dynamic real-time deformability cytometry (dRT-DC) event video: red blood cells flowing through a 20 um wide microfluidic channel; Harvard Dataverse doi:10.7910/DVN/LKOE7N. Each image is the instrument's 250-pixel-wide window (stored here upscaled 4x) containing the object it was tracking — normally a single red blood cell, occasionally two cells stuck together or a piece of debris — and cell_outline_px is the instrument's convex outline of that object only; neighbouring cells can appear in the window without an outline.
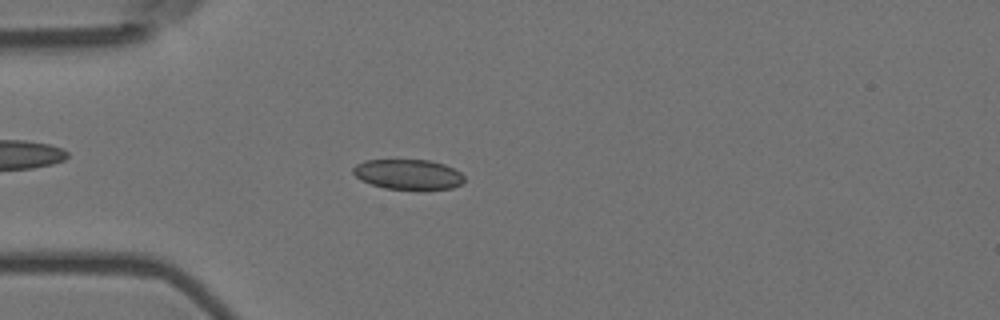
{"species": "Egyptian fruit bat (a non-hibernating species)", "species_latin": "Rousettus aegyptiacus", "temperature_condition": "room temperature", "stored_images_in_passage": 47, "camera_frame_rate_fps": 3000, "um_per_image_px": 0.085, "animal": {"sex": "female"}, "frame": {"image": 1, "passage_image": 7, "time_ms": 2.0, "image_size_px": [1000, 320], "cell_outline_px": [[464, 180], [460, 184], [452, 188], [420, 192], [384, 188], [360, 180], [352, 172], [352, 168], [356, 164], [364, 160], [428, 160], [444, 164], [460, 172], [464, 176]], "centroid_in_image_um": [34.7, 14.86], "position_along_channel_um": 50.3, "area_um2": 20.11}}
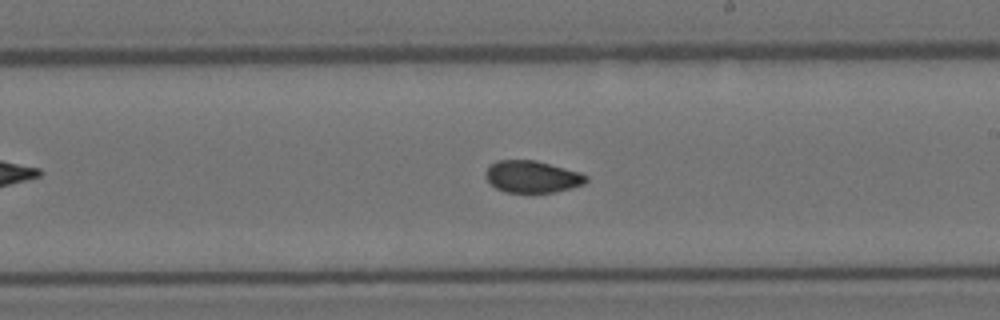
{"frame": {"image": 2, "passage_image": 24, "time_ms": 7.667, "image_size_px": [1000, 320], "cell_outline_px": [[588, 180], [584, 184], [572, 188], [556, 192], [504, 192], [496, 188], [484, 176], [484, 172], [496, 160], [536, 160], [580, 172], [588, 176]], "centroid_in_image_um": [45.25, 15.02], "position_along_channel_um": 243.8, "area_um2": 18.79}}
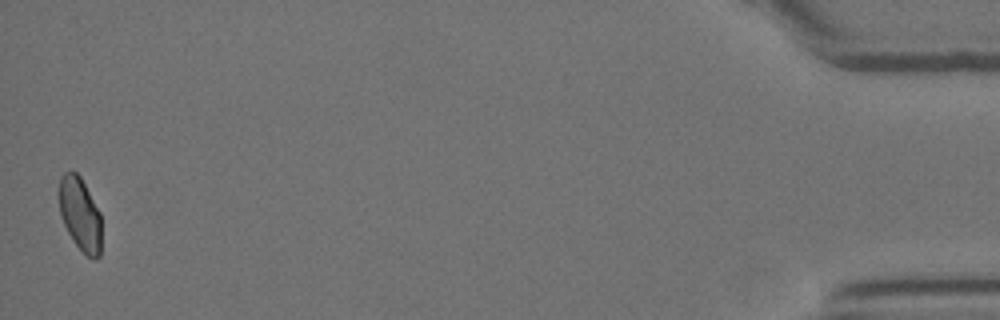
{"frame": {"image": 3, "passage_image": 47, "time_ms": 15.333, "image_size_px": [1000, 320], "cell_outline_px": [[100, 256], [96, 260], [88, 256], [72, 240], [64, 224], [60, 212], [56, 192], [60, 176], [64, 172], [76, 172], [80, 176], [100, 212]], "centroid_in_image_um": [6.76, 18.15], "position_along_channel_um": 428.4, "area_um2": 18.26}, "authors_computed_cell_mechanics": {"area_um2": 19.3052, "velocity_mm_per_s": 3.615, "shape_relaxation_time_tau1_ms": null, "shape_relaxation_time_tau2_ms": 1.4275, "deformation_change_tau1": null, "deformation_change_tau2": 0.055}}